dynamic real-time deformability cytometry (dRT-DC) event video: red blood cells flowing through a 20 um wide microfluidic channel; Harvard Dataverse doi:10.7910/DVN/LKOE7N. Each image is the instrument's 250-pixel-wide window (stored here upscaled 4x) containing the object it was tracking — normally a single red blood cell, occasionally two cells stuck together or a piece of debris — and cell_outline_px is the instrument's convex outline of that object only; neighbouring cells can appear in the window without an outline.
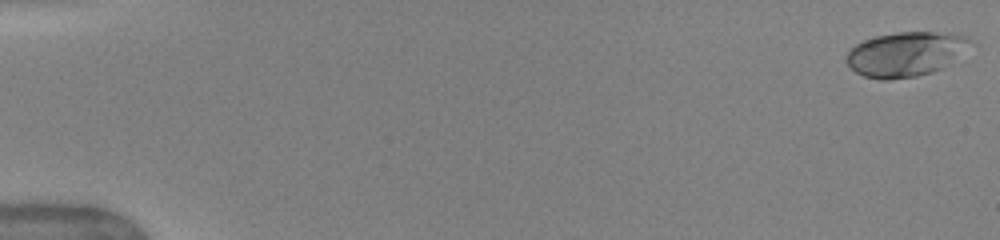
{"species": "human", "species_latin": "Homo sapiens", "temperature_condition": "warm", "stored_images_in_passage": 51, "camera_frame_rate_fps": 3000, "um_per_image_px": 0.085, "donor": {"sex": "female"}, "frame": {"image": 1, "passage_image": 1, "time_ms": 0.0, "image_size_px": [1000, 240], "cell_outline_px": [[968, 40], [940, 68], [932, 72], [916, 76], [888, 80], [880, 80], [864, 76], [856, 72], [848, 64], [848, 52], [856, 44], [864, 40], [876, 36], [896, 32], [952, 32], [968, 36]], "centroid_in_image_um": [76.84, 4.59], "position_along_channel_um": 8.2, "area_um2": 30.87}}
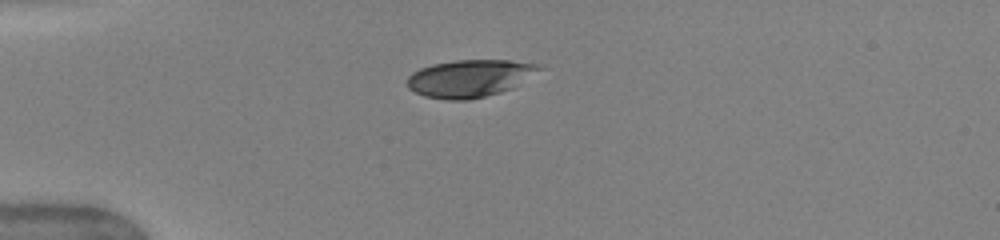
{"frame": {"image": 2, "passage_image": 14, "time_ms": 4.333, "image_size_px": [1000, 240], "cell_outline_px": [[540, 68], [512, 88], [500, 92], [468, 100], [448, 100], [424, 96], [408, 88], [408, 76], [412, 72], [420, 68], [432, 64], [456, 60], [508, 60], [536, 64]], "centroid_in_image_um": [39.84, 6.66], "position_along_channel_um": 45.2, "area_um2": 28.21}}
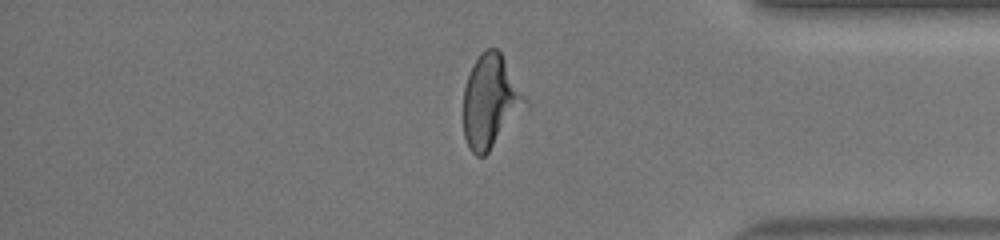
{"frame": {"image": 3, "passage_image": 43, "time_ms": 14.0, "image_size_px": [1000, 240], "cell_outline_px": [[528, 108], [488, 152], [484, 156], [476, 156], [468, 148], [464, 136], [464, 88], [472, 64], [480, 52], [488, 48], [496, 48], [500, 52], [528, 100]], "centroid_in_image_um": [41.71, 8.64], "position_along_channel_um": 393.5, "area_um2": 33.7}, "authors_computed_cell_mechanics": {"area_um2": 31.2698, "velocity_mm_per_s": 4.0678, "shape_relaxation_time_tau1_ms": 4.8383, "shape_relaxation_time_tau2_ms": null, "deformation_change_tau1": 0.1776, "deformation_change_tau2": null}}